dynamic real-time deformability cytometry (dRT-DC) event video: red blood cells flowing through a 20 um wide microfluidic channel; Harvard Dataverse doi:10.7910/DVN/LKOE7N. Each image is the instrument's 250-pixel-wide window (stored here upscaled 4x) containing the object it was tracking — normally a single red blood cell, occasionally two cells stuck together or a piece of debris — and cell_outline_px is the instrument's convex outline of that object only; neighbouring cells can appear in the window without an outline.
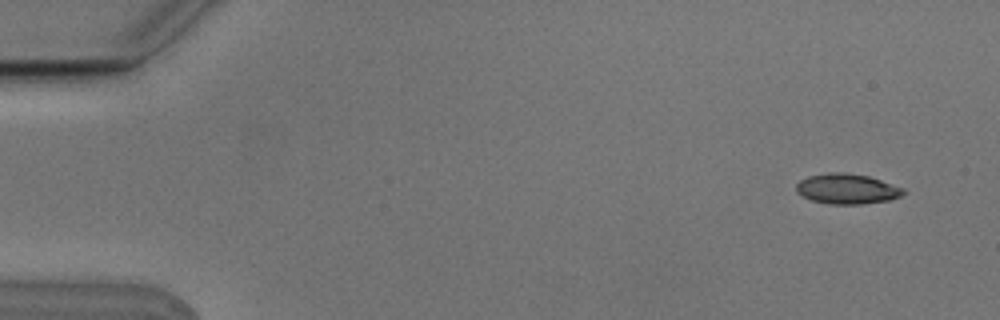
{"species": "Egyptian fruit bat (a non-hibernating species)", "species_latin": "Rousettus aegyptiacus", "temperature_condition": "cold", "stored_images_in_passage": 5, "camera_frame_rate_fps": 3000, "um_per_image_px": 0.085, "animal": {"sex": "male"}, "frame": {"image": 1, "passage_image": 1, "time_ms": 0.0, "image_size_px": [1000, 320], "cell_outline_px": [[904, 192], [900, 196], [888, 200], [860, 204], [828, 204], [812, 200], [796, 192], [796, 184], [800, 180], [808, 176], [828, 172], [844, 172], [868, 176], [904, 188]], "centroid_in_image_um": [71.96, 16.04], "position_along_channel_um": 13.0, "area_um2": 18.73}}
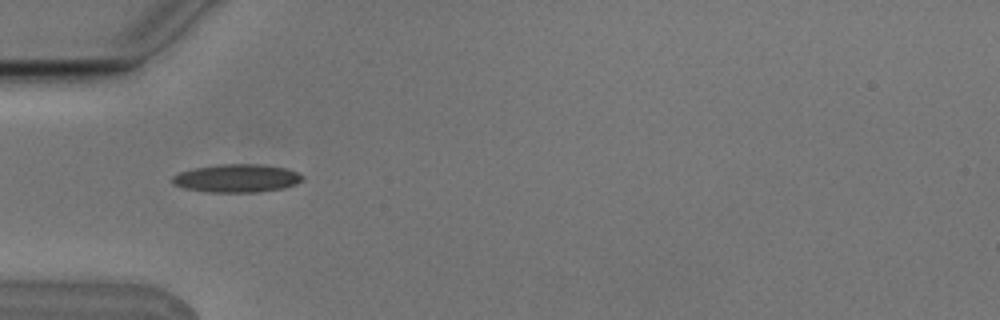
{"frame": {"image": 2, "passage_image": 5, "time_ms": 1.333, "image_size_px": [1000, 320], "cell_outline_px": [[304, 180], [296, 184], [284, 188], [256, 192], [208, 192], [184, 188], [172, 184], [172, 176], [180, 172], [196, 168], [220, 164], [264, 164], [284, 168], [296, 172], [304, 176]], "centroid_in_image_um": [20.14, 15.15], "position_along_channel_um": 64.9, "area_um2": 21.33}}